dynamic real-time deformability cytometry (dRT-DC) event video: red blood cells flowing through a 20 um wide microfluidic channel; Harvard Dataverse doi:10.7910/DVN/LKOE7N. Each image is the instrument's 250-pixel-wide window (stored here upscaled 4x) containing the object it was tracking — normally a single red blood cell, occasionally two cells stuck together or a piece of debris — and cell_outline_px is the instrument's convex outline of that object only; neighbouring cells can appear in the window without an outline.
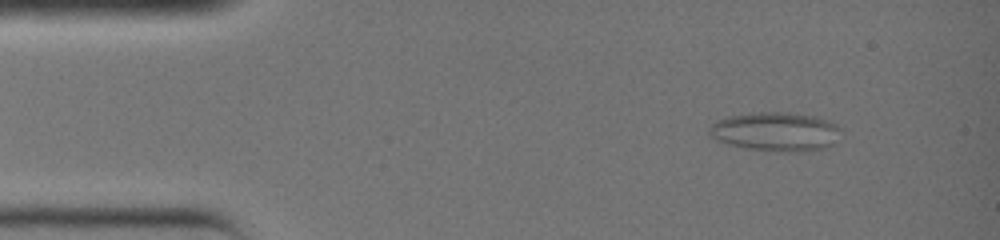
{"species": "common noctule bat (a hibernating species)", "species_latin": "Nyctalus noctula", "temperature_condition": "warm", "stored_images_in_passage": 38, "camera_frame_rate_fps": 3000, "um_per_image_px": 0.085, "animal": {"sex": "female", "body_mass_g": 19.0, "forearm_length_mm": 51.5}, "frame": {"image": 1, "passage_image": 5, "time_ms": 1.333, "image_size_px": [1000, 240], "cell_outline_px": [[844, 140], [828, 148], [812, 152], [784, 152], [744, 148], [724, 144], [712, 140], [708, 136], [716, 124], [720, 120], [732, 116], [772, 112], [812, 116], [824, 120], [832, 124], [836, 128]], "centroid_in_image_um": [66.0, 11.27], "position_along_channel_um": 19.0, "area_um2": 29.65}}
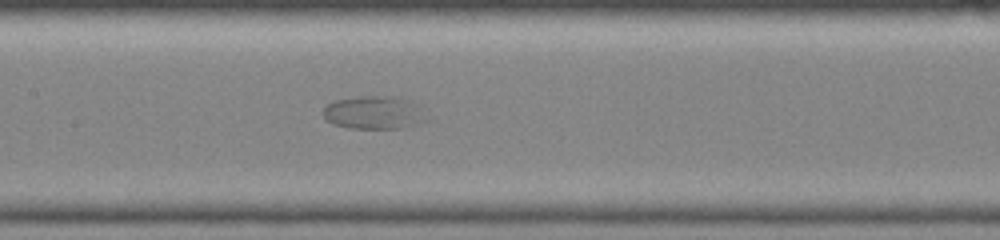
{"frame": {"image": 2, "passage_image": 19, "time_ms": 6.0, "image_size_px": [1000, 240], "cell_outline_px": [[412, 124], [404, 128], [348, 128], [332, 124], [324, 116], [324, 108], [328, 104], [336, 100], [364, 96], [400, 96]], "centroid_in_image_um": [31.31, 9.57], "position_along_channel_um": 176.1, "area_um2": 17.28}}
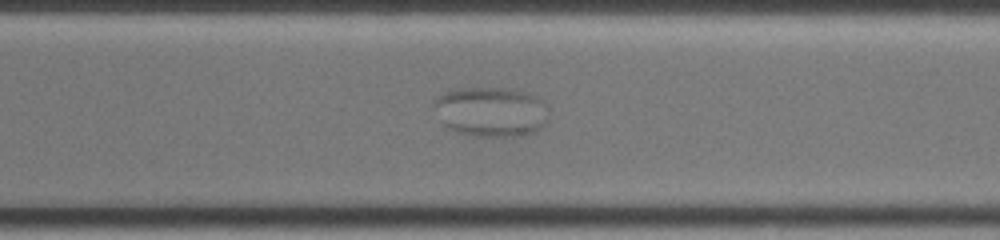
{"frame": {"image": 3, "passage_image": 28, "time_ms": 9.0, "image_size_px": [1000, 240], "cell_outline_px": [[548, 120], [540, 128], [532, 132], [512, 136], [476, 136], [460, 132], [448, 128], [444, 124], [432, 104], [440, 92], [448, 88], [516, 88], [536, 96], [544, 100], [548, 108]], "centroid_in_image_um": [41.74, 9.45], "position_along_channel_um": 328.9, "area_um2": 33.64}}